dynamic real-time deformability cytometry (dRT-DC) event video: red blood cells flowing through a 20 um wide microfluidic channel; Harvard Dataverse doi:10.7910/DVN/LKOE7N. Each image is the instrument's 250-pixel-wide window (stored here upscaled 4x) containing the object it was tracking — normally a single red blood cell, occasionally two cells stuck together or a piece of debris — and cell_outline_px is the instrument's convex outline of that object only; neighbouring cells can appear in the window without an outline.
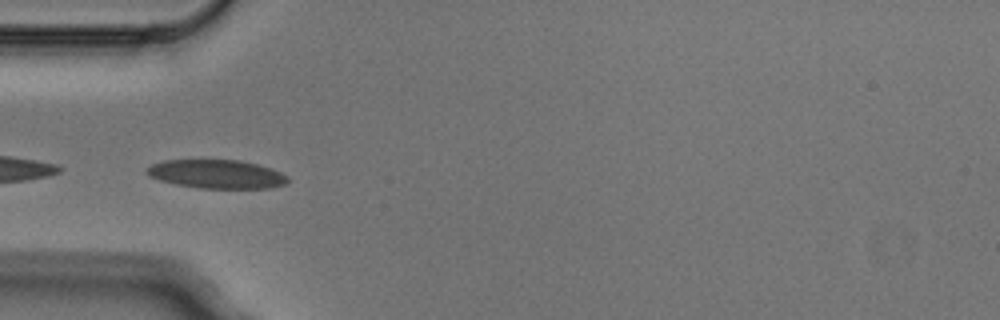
{"species": "Egyptian fruit bat (a non-hibernating species)", "species_latin": "Rousettus aegyptiacus", "temperature_condition": "cold", "stored_images_in_passage": 7, "camera_frame_rate_fps": 3000, "um_per_image_px": 0.085, "animal": {"sex": "male"}, "frame": {"image": 1, "passage_image": 5, "time_ms": 1.333, "image_size_px": [1000, 320], "cell_outline_px": [[288, 180], [284, 184], [272, 188], [200, 188], [176, 184], [160, 180], [148, 176], [144, 172], [152, 164], [164, 160], [240, 160], [256, 164], [280, 172], [288, 176]], "centroid_in_image_um": [18.39, 14.8], "position_along_channel_um": 66.6, "area_um2": 23.41}}
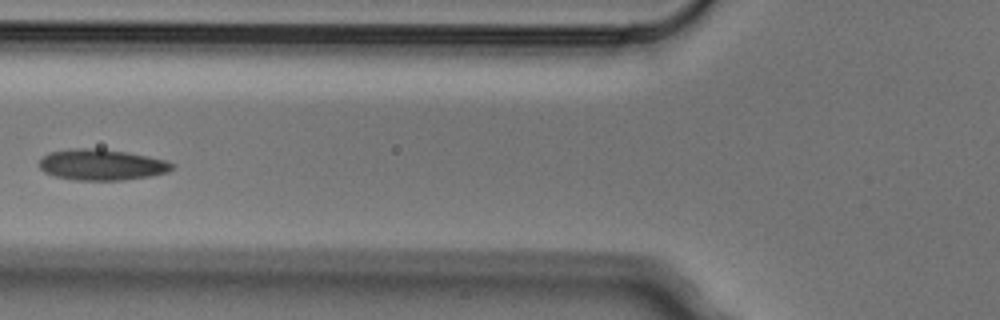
{"frame": {"image": 2, "passage_image": 6, "time_ms": 1.667, "image_size_px": [1000, 320], "cell_outline_px": [[176, 164], [168, 172], [148, 176], [124, 180], [72, 180], [56, 176], [44, 172], [40, 168], [40, 160], [48, 152], [72, 148], [100, 148], [124, 152], [164, 160]], "centroid_in_image_um": [8.61, 14.0], "position_along_channel_um": 117.2, "area_um2": 23.81}}
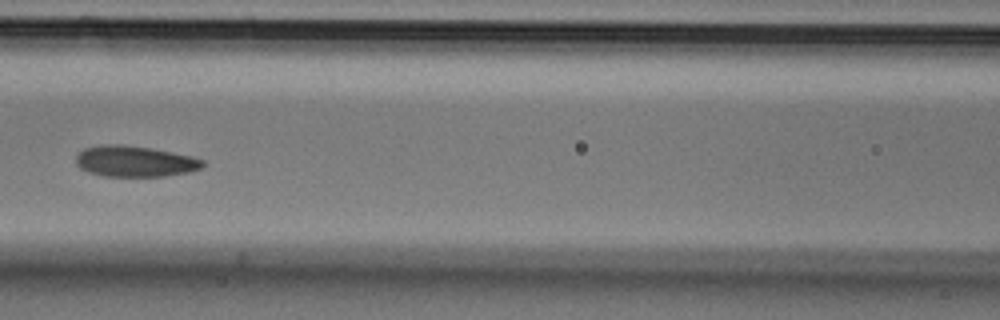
{"frame": {"image": 3, "passage_image": 7, "time_ms": 2.0, "image_size_px": [1000, 320], "cell_outline_px": [[204, 164], [200, 168], [188, 172], [164, 176], [104, 176], [88, 172], [80, 168], [76, 164], [76, 156], [84, 148], [104, 144], [120, 144], [148, 148], [172, 152], [192, 156], [204, 160]], "centroid_in_image_um": [11.44, 13.71], "position_along_channel_um": 155.2, "area_um2": 22.72}}